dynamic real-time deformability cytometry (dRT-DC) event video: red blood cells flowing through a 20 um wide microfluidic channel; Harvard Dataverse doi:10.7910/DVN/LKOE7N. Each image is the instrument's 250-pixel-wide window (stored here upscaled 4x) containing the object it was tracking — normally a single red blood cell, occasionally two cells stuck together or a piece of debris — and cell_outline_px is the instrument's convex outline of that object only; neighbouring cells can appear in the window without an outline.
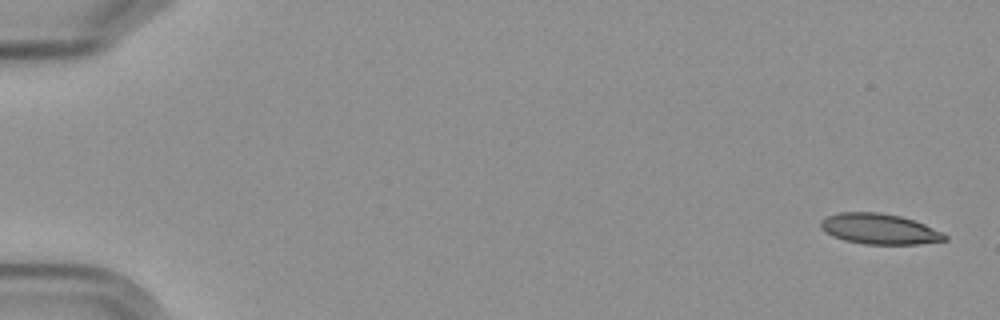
{"species": "Egyptian fruit bat (a non-hibernating species)", "species_latin": "Rousettus aegyptiacus", "temperature_condition": "cold", "stored_images_in_passage": 3, "camera_frame_rate_fps": 3000, "um_per_image_px": 0.085, "frame": {"image": 1, "passage_image": 1, "time_ms": 0.0, "image_size_px": [1000, 320], "cell_outline_px": [[948, 240], [916, 244], [864, 244], [844, 240], [832, 236], [820, 228], [820, 220], [828, 216], [840, 212], [880, 212], [900, 216], [924, 224], [944, 232], [948, 236]], "centroid_in_image_um": [74.75, 19.46], "position_along_channel_um": 10.2, "area_um2": 22.14}}